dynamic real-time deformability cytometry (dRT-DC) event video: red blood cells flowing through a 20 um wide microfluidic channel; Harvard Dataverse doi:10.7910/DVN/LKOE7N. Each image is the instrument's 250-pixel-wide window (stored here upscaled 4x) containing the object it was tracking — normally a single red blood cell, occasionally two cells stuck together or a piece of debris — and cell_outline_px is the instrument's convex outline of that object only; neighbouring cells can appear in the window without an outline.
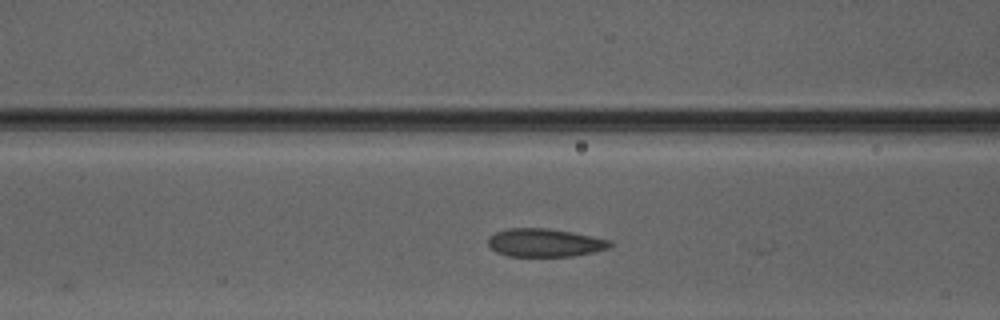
{"species": "Egyptian fruit bat (a non-hibernating species)", "species_latin": "Rousettus aegyptiacus", "temperature_condition": "warm", "stored_images_in_passage": 5, "camera_frame_rate_fps": 3000, "um_per_image_px": 0.085, "animal": {"sex": "male"}, "frame": {"image": 1, "passage_image": 5, "time_ms": 5.0, "image_size_px": [1000, 320], "cell_outline_px": [[612, 244], [608, 248], [592, 252], [572, 256], [508, 256], [496, 252], [488, 244], [488, 236], [496, 232], [508, 228], [548, 228], [572, 232], [592, 236], [608, 240]], "centroid_in_image_um": [46.26, 20.62], "position_along_channel_um": 120.3, "area_um2": 19.88}}